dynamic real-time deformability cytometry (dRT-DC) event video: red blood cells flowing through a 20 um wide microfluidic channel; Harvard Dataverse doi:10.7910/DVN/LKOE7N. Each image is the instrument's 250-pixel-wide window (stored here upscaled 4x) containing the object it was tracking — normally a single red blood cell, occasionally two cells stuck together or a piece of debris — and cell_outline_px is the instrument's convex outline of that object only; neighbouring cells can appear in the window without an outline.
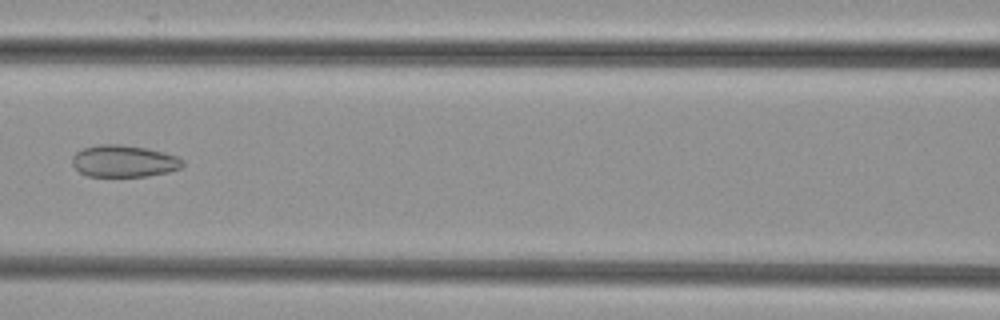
{"species": "common noctule bat (a hibernating species)", "species_latin": "Nyctalus noctula", "temperature_condition": "cold", "stored_images_in_passage": 4, "camera_frame_rate_fps": 3000, "um_per_image_px": 0.085, "animal": {"sex": "female", "body_mass_g": 29.2, "forearm_length_mm": 56.3}, "frame": {"image": 1, "passage_image": 4, "time_ms": 1.0, "image_size_px": [1000, 320], "cell_outline_px": [[184, 164], [180, 168], [168, 172], [148, 176], [88, 176], [80, 172], [72, 164], [72, 156], [76, 152], [84, 148], [100, 144], [120, 144], [148, 148], [164, 152], [176, 156], [184, 160]], "centroid_in_image_um": [10.54, 13.69], "position_along_channel_um": 156.1, "area_um2": 20.58}}